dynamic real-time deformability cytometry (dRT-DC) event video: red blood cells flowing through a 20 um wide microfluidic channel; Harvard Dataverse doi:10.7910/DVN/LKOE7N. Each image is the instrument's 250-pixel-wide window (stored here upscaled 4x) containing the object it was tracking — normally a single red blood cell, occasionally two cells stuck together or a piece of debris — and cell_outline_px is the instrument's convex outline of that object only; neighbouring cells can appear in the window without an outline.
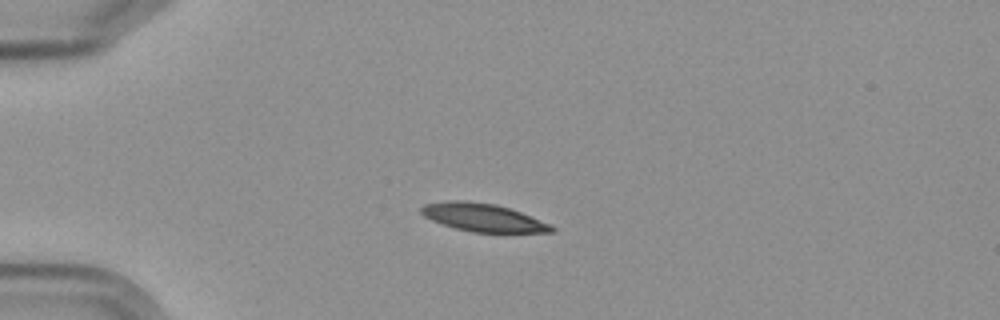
{"species": "Egyptian fruit bat (a non-hibernating species)", "species_latin": "Rousettus aegyptiacus", "temperature_condition": "cold", "stored_images_in_passage": 4, "camera_frame_rate_fps": 3000, "um_per_image_px": 0.085, "frame": {"image": 1, "passage_image": 3, "time_ms": 2.333, "image_size_px": [1000, 320], "cell_outline_px": [[556, 228], [552, 232], [472, 232], [456, 228], [432, 220], [424, 216], [420, 212], [420, 208], [424, 204], [448, 200], [464, 200], [496, 204], [520, 212], [552, 224]], "centroid_in_image_um": [41.05, 18.48], "position_along_channel_um": 43.9, "area_um2": 21.15}}